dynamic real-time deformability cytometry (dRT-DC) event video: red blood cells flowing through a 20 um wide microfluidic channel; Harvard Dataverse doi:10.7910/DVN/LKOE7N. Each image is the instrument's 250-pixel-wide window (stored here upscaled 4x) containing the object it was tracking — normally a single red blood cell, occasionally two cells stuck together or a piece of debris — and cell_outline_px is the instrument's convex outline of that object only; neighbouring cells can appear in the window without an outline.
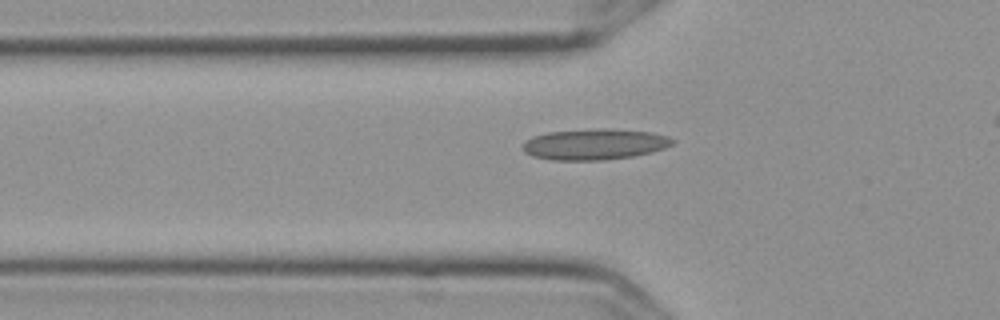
{"species": "Egyptian fruit bat (a non-hibernating species)", "species_latin": "Rousettus aegyptiacus", "temperature_condition": "cold", "stored_images_in_passage": 33, "camera_frame_rate_fps": 3000, "um_per_image_px": 0.085, "frame": {"image": 1, "passage_image": 2, "time_ms": 0.333, "image_size_px": [1000, 320], "cell_outline_px": [[676, 140], [672, 144], [664, 148], [652, 152], [632, 156], [604, 160], [552, 160], [536, 156], [524, 152], [524, 144], [532, 136], [548, 132], [600, 128], [612, 128], [652, 132], [668, 136]], "centroid_in_image_um": [50.59, 12.25], "position_along_channel_um": 75.2, "area_um2": 26.93}}
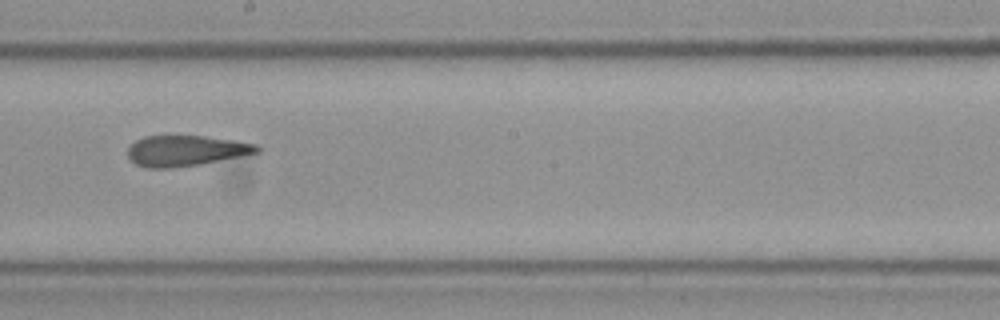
{"frame": {"image": 2, "passage_image": 15, "time_ms": 4.667, "image_size_px": [1000, 320], "cell_outline_px": [[264, 148], [260, 152], [200, 164], [168, 168], [144, 168], [136, 164], [128, 156], [128, 148], [136, 140], [144, 136], [204, 136], [260, 144]], "centroid_in_image_um": [15.83, 12.81], "position_along_channel_um": 232.4, "area_um2": 23.06}}
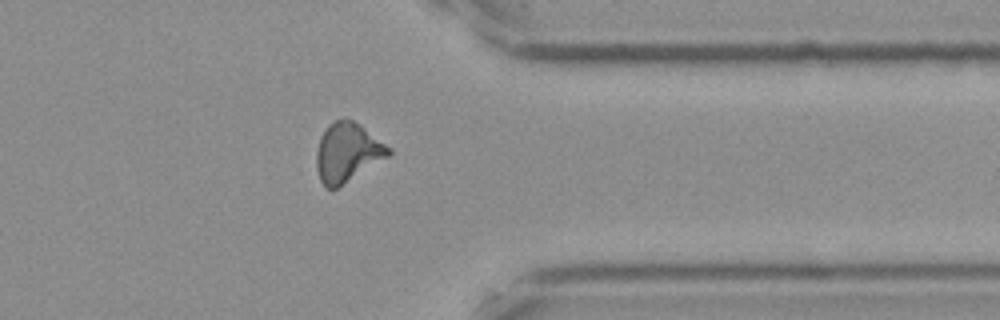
{"frame": {"image": 3, "passage_image": 28, "time_ms": 9.0, "image_size_px": [1000, 320], "cell_outline_px": [[392, 152], [388, 156], [336, 188], [328, 188], [320, 180], [316, 168], [316, 152], [320, 136], [324, 128], [328, 124], [344, 116], [352, 120], [364, 128], [392, 148]], "centroid_in_image_um": [29.5, 12.91], "position_along_channel_um": 381.9, "area_um2": 24.62}}